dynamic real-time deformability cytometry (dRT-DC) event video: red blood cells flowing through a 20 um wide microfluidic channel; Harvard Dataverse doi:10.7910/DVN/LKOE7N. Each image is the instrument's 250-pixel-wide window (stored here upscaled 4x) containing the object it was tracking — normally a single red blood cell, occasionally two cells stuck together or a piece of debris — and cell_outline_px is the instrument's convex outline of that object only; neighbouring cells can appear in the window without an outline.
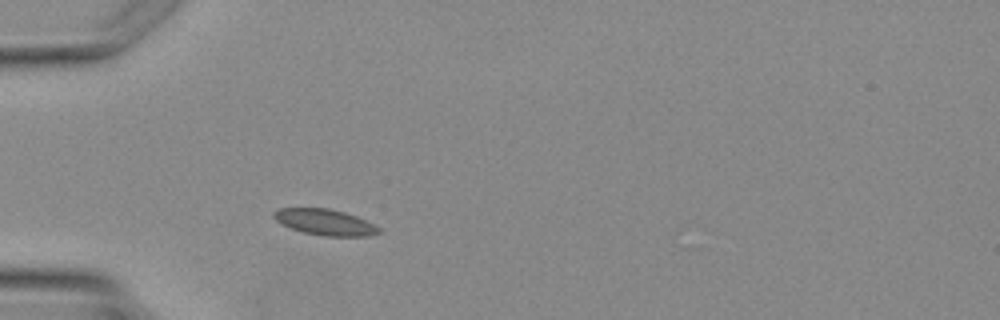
{"species": "Egyptian fruit bat (a non-hibernating species)", "species_latin": "Rousettus aegyptiacus", "temperature_condition": "warm", "stored_images_in_passage": 1, "camera_frame_rate_fps": 3000, "um_per_image_px": 0.085, "animal": {"sex": "female"}, "frame": {"image": 1, "passage_image": 1, "time_ms": 0.0, "image_size_px": [1000, 320], "cell_outline_px": [[384, 232], [368, 236], [324, 236], [304, 232], [292, 228], [276, 220], [272, 216], [272, 212], [280, 208], [328, 208], [344, 212], [356, 216], [380, 228]], "centroid_in_image_um": [27.64, 18.88], "position_along_channel_um": 57.4, "area_um2": 15.78}}